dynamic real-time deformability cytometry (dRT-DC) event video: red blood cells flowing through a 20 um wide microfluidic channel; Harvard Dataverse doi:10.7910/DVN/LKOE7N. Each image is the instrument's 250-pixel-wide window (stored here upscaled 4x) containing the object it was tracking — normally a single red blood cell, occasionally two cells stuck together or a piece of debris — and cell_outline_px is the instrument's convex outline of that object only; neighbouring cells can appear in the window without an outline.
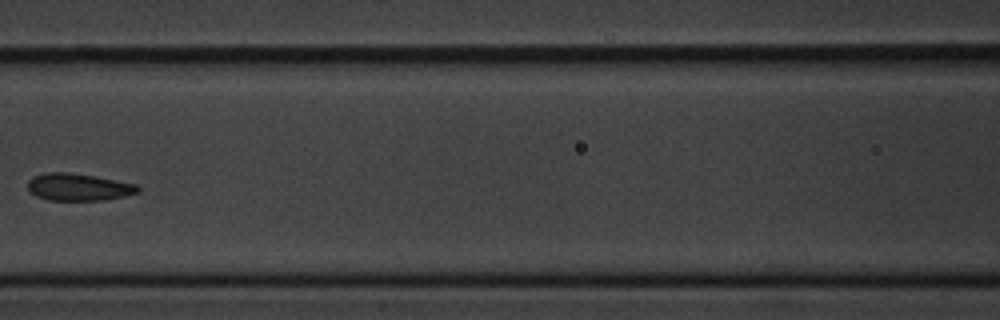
{"species": "common noctule bat (a hibernating species)", "species_latin": "Nyctalus noctula", "temperature_condition": "cold", "stored_images_in_passage": 9, "camera_frame_rate_fps": 3000, "um_per_image_px": 0.085, "animal": {"sex": "male", "body_mass_g": 20.1, "forearm_length_mm": 53.5}, "frame": {"image": 1, "passage_image": 6, "time_ms": 7.0, "image_size_px": [1000, 320], "cell_outline_px": [[140, 192], [124, 196], [104, 200], [48, 200], [36, 196], [28, 192], [28, 180], [32, 176], [44, 172], [68, 172], [96, 176], [136, 184], [140, 188]], "centroid_in_image_um": [6.64, 15.89], "position_along_channel_um": 160.0, "area_um2": 17.69}}
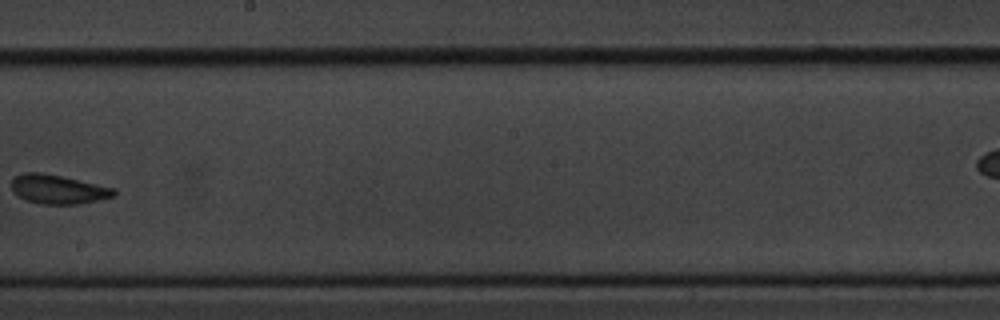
{"frame": {"image": 2, "passage_image": 8, "time_ms": 9.333, "image_size_px": [1000, 320], "cell_outline_px": [[116, 196], [80, 204], [44, 204], [28, 200], [12, 192], [12, 180], [16, 176], [24, 172], [40, 172], [60, 176], [116, 188]], "centroid_in_image_um": [4.97, 16.09], "position_along_channel_um": 243.2, "area_um2": 17.22}}
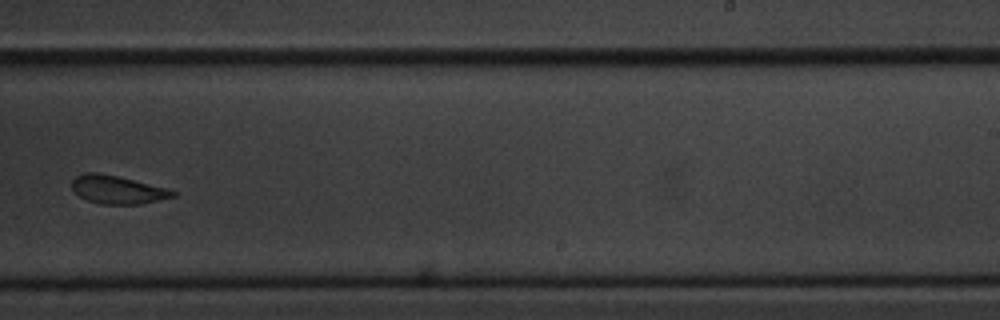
{"frame": {"image": 3, "passage_image": 9, "time_ms": 10.333, "image_size_px": [1000, 320], "cell_outline_px": [[176, 196], [160, 200], [140, 204], [100, 204], [88, 200], [80, 196], [72, 188], [72, 180], [76, 176], [84, 172], [96, 172], [116, 176], [172, 188], [176, 192]], "centroid_in_image_um": [10.04, 16.12], "position_along_channel_um": 279.0, "area_um2": 16.7}}